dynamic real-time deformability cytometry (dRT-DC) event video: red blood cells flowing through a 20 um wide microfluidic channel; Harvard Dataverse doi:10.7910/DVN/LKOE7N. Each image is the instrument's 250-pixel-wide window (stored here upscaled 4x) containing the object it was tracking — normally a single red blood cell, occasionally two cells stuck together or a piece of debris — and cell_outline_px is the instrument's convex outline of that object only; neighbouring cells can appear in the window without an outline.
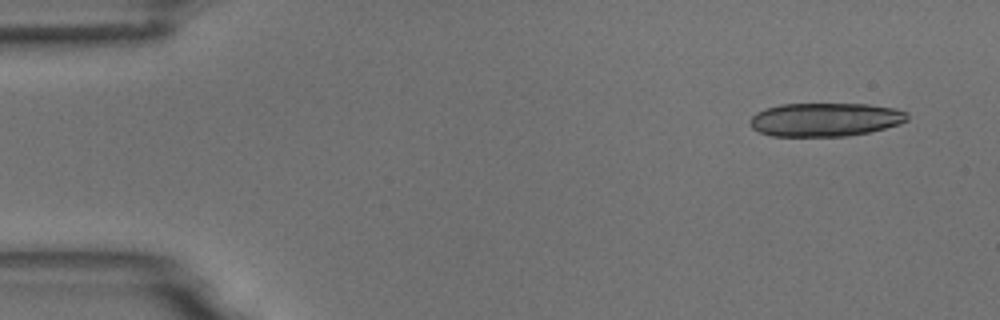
{"species": "common noctule bat (a hibernating species)", "species_latin": "Nyctalus noctula", "temperature_condition": "room temperature", "stored_images_in_passage": 4, "camera_frame_rate_fps": 3000, "um_per_image_px": 0.085, "animal": {"sex": "male", "body_mass_g": 18.8}, "frame": {"image": 1, "passage_image": 1, "time_ms": 0.0, "image_size_px": [1000, 320], "cell_outline_px": [[908, 120], [900, 124], [868, 132], [848, 136], [772, 136], [760, 132], [752, 128], [748, 120], [756, 112], [764, 108], [780, 104], [868, 104], [896, 108], [908, 112]], "centroid_in_image_um": [70.14, 10.16], "position_along_channel_um": 14.9, "area_um2": 30.98}}